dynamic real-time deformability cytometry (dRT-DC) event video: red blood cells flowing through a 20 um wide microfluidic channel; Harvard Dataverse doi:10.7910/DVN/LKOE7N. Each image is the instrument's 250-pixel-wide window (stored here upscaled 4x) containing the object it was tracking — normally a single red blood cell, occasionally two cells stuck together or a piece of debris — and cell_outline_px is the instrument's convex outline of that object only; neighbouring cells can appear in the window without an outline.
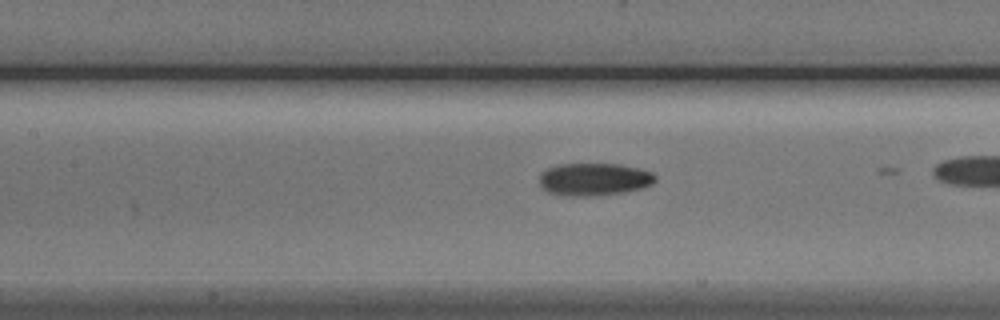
{"species": "Egyptian fruit bat (a non-hibernating species)", "species_latin": "Rousettus aegyptiacus", "temperature_condition": "cold", "stored_images_in_passage": 17, "camera_frame_rate_fps": 3000, "um_per_image_px": 0.085, "animal": {"sex": "male"}, "frame": {"image": 1, "passage_image": 14, "time_ms": 4.333, "image_size_px": [1000, 320], "cell_outline_px": [[656, 180], [652, 184], [640, 188], [624, 192], [592, 196], [564, 196], [548, 192], [540, 184], [540, 172], [548, 168], [560, 164], [620, 164], [652, 172], [656, 176]], "centroid_in_image_um": [50.48, 15.24], "position_along_channel_um": 156.9, "area_um2": 21.96}}